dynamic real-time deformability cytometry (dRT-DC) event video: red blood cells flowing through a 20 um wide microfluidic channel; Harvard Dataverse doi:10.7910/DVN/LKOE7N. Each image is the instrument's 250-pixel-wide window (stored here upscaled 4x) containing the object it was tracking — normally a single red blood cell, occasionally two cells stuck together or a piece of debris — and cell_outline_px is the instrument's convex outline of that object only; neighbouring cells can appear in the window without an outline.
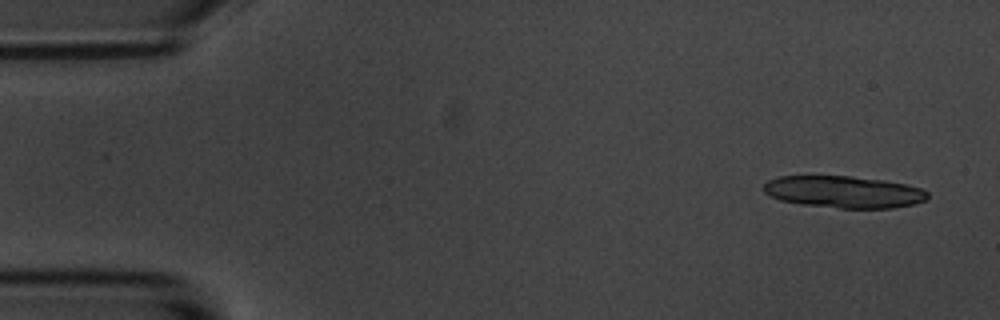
{"species": "common noctule bat (a hibernating species)", "species_latin": "Nyctalus noctula", "temperature_condition": "room temperature", "stored_images_in_passage": 4, "camera_frame_rate_fps": 3000, "um_per_image_px": 0.085, "animal": {"sex": "male", "body_mass_g": 20.1, "forearm_length_mm": 53.5}, "frame": {"image": 1, "passage_image": 1, "time_ms": 0.0, "image_size_px": [1000, 320], "cell_outline_px": [[928, 196], [924, 200], [912, 204], [892, 208], [840, 208], [804, 204], [780, 200], [768, 196], [764, 192], [764, 184], [768, 180], [776, 176], [852, 176], [884, 180], [904, 184], [920, 188], [928, 192]], "centroid_in_image_um": [71.68, 16.3], "position_along_channel_um": 13.3, "area_um2": 30.4}}